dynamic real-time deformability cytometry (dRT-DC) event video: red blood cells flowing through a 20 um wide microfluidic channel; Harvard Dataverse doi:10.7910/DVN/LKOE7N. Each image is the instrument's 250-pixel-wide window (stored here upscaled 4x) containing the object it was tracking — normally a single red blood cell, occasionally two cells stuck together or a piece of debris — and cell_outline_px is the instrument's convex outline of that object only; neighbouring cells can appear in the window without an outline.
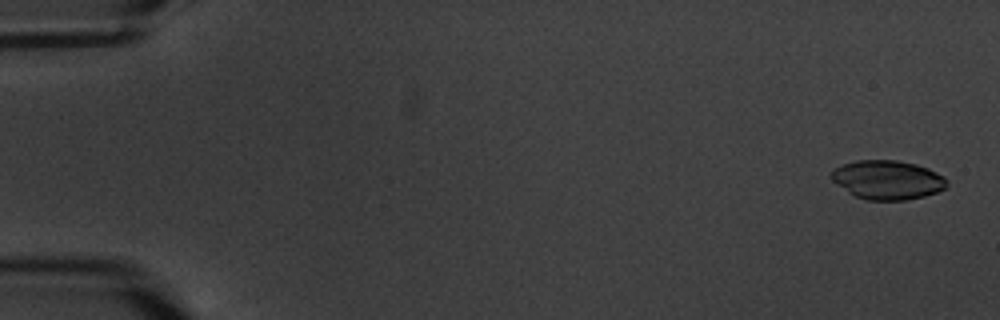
{"species": "common noctule bat (a hibernating species)", "species_latin": "Nyctalus noctula", "temperature_condition": "warm", "stored_images_in_passage": 5, "camera_frame_rate_fps": 3000, "um_per_image_px": 0.085, "animal": {"sex": "male", "body_mass_g": 20.1, "forearm_length_mm": 53.5}, "frame": {"image": 1, "passage_image": 1, "time_ms": 0.0, "image_size_px": [1000, 320], "cell_outline_px": [[948, 184], [944, 188], [936, 192], [924, 196], [904, 200], [868, 200], [856, 196], [848, 192], [832, 180], [832, 172], [836, 168], [844, 164], [856, 160], [896, 160], [916, 164], [928, 168], [944, 176], [948, 180]], "centroid_in_image_um": [75.47, 15.28], "position_along_channel_um": 9.5, "area_um2": 26.07}}
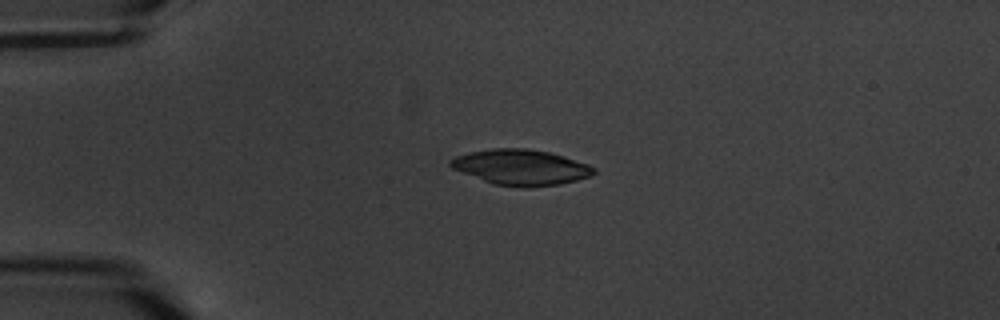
{"frame": {"image": 2, "passage_image": 5, "time_ms": 4.333, "image_size_px": [1000, 320], "cell_outline_px": [[596, 172], [592, 176], [560, 184], [492, 184], [452, 168], [448, 164], [448, 160], [456, 156], [472, 152], [492, 148], [524, 148], [548, 152], [564, 156], [588, 164], [596, 168]], "centroid_in_image_um": [44.28, 14.17], "position_along_channel_um": 40.7, "area_um2": 28.73}}